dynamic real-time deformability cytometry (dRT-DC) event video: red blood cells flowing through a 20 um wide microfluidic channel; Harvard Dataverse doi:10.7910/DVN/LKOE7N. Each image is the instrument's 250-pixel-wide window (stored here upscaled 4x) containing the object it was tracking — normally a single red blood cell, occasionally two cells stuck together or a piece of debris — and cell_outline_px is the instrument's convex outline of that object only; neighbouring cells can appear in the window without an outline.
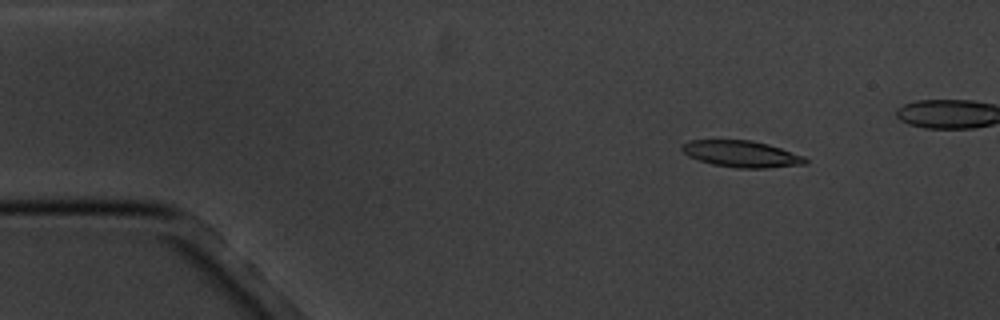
{"species": "common noctule bat (a hibernating species)", "species_latin": "Nyctalus noctula", "temperature_condition": "cold", "stored_images_in_passage": 5, "camera_frame_rate_fps": 3000, "um_per_image_px": 0.085, "animal": {"sex": "male", "body_mass_g": 20.1, "forearm_length_mm": 53.5}, "frame": {"image": 1, "passage_image": 2, "time_ms": 1.0, "image_size_px": [1000, 320], "cell_outline_px": [[808, 164], [768, 168], [736, 168], [712, 164], [688, 156], [680, 148], [680, 144], [688, 140], [752, 140], [768, 144], [804, 156], [808, 160]], "centroid_in_image_um": [63.02, 13.08], "position_along_channel_um": 22.0, "area_um2": 19.19}}